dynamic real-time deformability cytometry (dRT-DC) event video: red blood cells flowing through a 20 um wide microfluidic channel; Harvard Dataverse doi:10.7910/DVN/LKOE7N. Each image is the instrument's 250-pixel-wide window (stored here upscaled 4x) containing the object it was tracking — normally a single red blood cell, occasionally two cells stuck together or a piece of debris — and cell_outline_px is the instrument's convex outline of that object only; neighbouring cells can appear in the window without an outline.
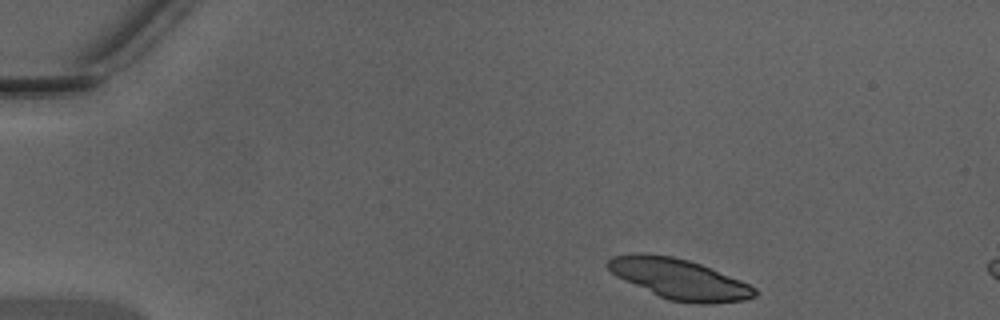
{"species": "Egyptian fruit bat (a non-hibernating species)", "species_latin": "Rousettus aegyptiacus", "temperature_condition": "warm", "stored_images_in_passage": 4, "camera_frame_rate_fps": 3000, "um_per_image_px": 0.085, "animal": {"sex": "male"}, "frame": {"image": 1, "passage_image": 1, "time_ms": 0.0, "image_size_px": [1000, 320], "cell_outline_px": [[760, 292], [756, 296], [744, 300], [712, 304], [696, 304], [668, 300], [616, 276], [608, 268], [608, 260], [612, 256], [672, 256], [688, 260], [700, 264], [740, 280], [756, 288]], "centroid_in_image_um": [57.85, 23.77], "position_along_channel_um": 27.2, "area_um2": 33.52}}